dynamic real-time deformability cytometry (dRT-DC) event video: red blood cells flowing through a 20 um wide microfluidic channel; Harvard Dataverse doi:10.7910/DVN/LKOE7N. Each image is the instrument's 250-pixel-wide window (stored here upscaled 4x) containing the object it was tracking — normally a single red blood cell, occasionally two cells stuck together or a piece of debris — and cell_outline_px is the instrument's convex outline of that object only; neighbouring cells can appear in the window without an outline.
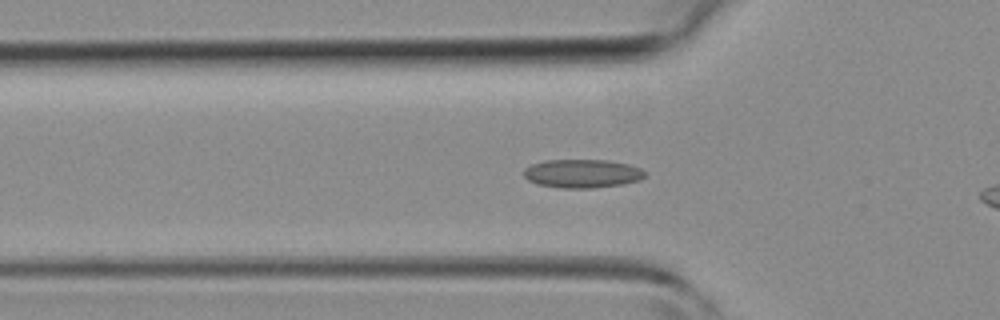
{"species": "common noctule bat (a hibernating species)", "species_latin": "Nyctalus noctula", "temperature_condition": "room temperature", "stored_images_in_passage": 30, "camera_frame_rate_fps": 3000, "um_per_image_px": 0.085, "animal": {"sex": "female", "body_mass_g": 19.3, "forearm_length_mm": 54.1}, "frame": {"image": 1, "passage_image": 9, "time_ms": 2.667, "image_size_px": [1000, 320], "cell_outline_px": [[648, 172], [640, 180], [624, 184], [592, 188], [560, 188], [536, 184], [528, 180], [524, 176], [524, 168], [532, 164], [544, 160], [608, 160], [628, 164], [640, 168]], "centroid_in_image_um": [49.5, 14.75], "position_along_channel_um": 76.3, "area_um2": 20.35}}
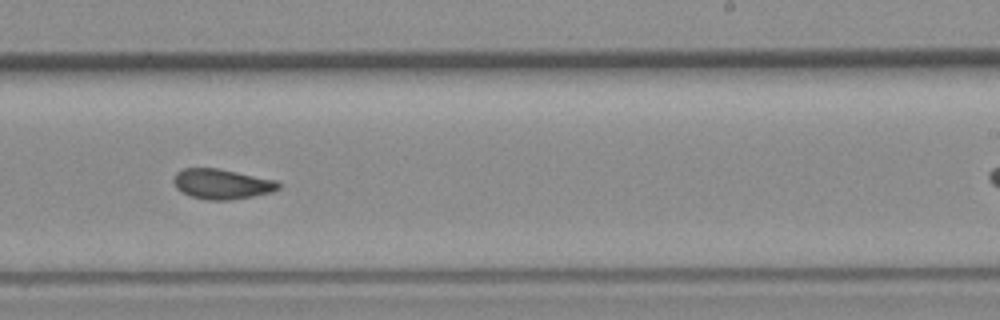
{"frame": {"image": 2, "passage_image": 21, "time_ms": 6.667, "image_size_px": [1000, 320], "cell_outline_px": [[280, 188], [272, 192], [232, 200], [208, 200], [192, 196], [176, 188], [172, 180], [176, 172], [184, 168], [220, 168], [276, 180], [280, 184]], "centroid_in_image_um": [18.86, 15.63], "position_along_channel_um": 270.1, "area_um2": 18.44}}
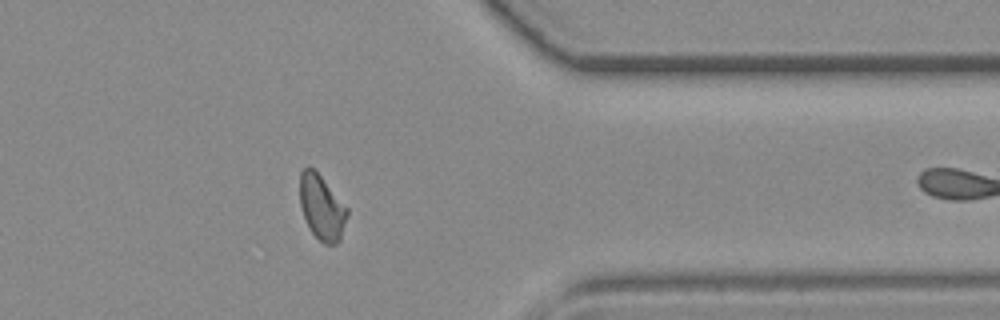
{"frame": {"image": 3, "passage_image": 29, "time_ms": 9.333, "image_size_px": [1000, 320], "cell_outline_px": [[348, 216], [340, 240], [336, 244], [324, 244], [312, 232], [304, 216], [300, 204], [300, 172], [308, 164], [320, 176], [348, 208]], "centroid_in_image_um": [27.36, 17.63], "position_along_channel_um": 384.0, "area_um2": 17.69}}